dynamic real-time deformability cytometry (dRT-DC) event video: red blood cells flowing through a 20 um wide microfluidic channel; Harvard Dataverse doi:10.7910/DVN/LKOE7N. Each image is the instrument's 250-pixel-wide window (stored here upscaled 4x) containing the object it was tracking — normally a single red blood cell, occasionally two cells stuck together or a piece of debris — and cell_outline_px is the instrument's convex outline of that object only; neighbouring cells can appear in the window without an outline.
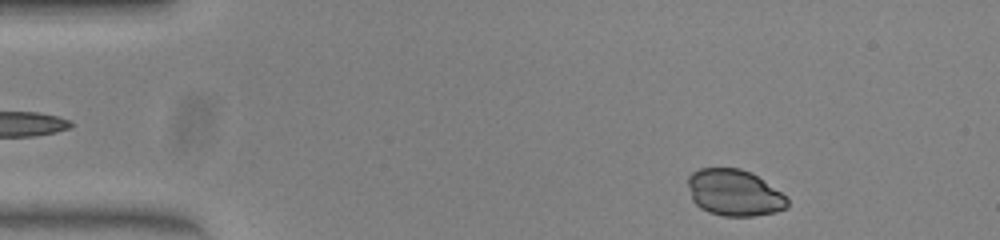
{"species": "common noctule bat (a hibernating species)", "species_latin": "Nyctalus noctula", "temperature_condition": "warm", "stored_images_in_passage": 46, "camera_frame_rate_fps": 3000, "um_per_image_px": 0.085, "animal": {"sex": "female", "body_mass_g": 23.0, "forearm_length_mm": 53.4}, "frame": {"image": 1, "passage_image": 2, "time_ms": 0.333, "image_size_px": [1000, 240], "cell_outline_px": [[788, 208], [776, 212], [752, 216], [724, 216], [708, 212], [700, 208], [692, 200], [688, 184], [688, 176], [692, 172], [700, 168], [740, 168], [752, 172], [780, 192], [788, 200]], "centroid_in_image_um": [62.4, 16.38], "position_along_channel_um": 22.6, "area_um2": 26.93}}
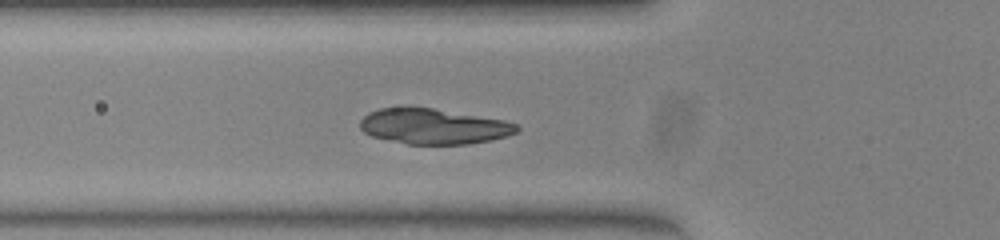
{"frame": {"image": 2, "passage_image": 13, "time_ms": 4.0, "image_size_px": [1000, 240], "cell_outline_px": [[520, 128], [516, 132], [508, 136], [468, 144], [408, 144], [372, 136], [364, 132], [360, 128], [360, 120], [368, 112], [380, 108], [404, 104], [432, 108], [504, 120], [516, 124]], "centroid_in_image_um": [36.79, 10.71], "position_along_channel_um": 89.0, "area_um2": 32.71}}
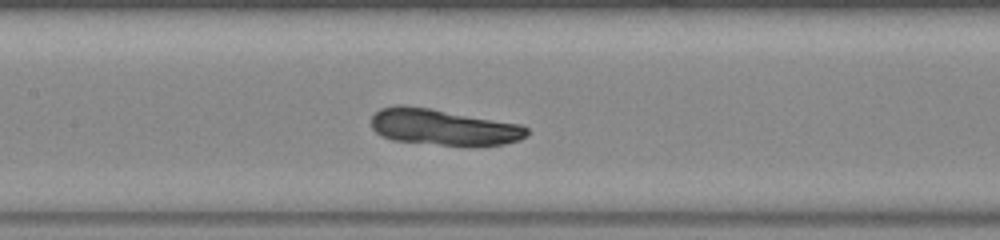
{"frame": {"image": 3, "passage_image": 19, "time_ms": 6.0, "image_size_px": [1000, 240], "cell_outline_px": [[528, 136], [520, 140], [504, 144], [440, 144], [392, 140], [380, 136], [372, 128], [372, 116], [380, 108], [396, 104], [400, 104], [432, 108], [520, 124], [528, 128]], "centroid_in_image_um": [37.65, 10.78], "position_along_channel_um": 169.8, "area_um2": 32.54}}